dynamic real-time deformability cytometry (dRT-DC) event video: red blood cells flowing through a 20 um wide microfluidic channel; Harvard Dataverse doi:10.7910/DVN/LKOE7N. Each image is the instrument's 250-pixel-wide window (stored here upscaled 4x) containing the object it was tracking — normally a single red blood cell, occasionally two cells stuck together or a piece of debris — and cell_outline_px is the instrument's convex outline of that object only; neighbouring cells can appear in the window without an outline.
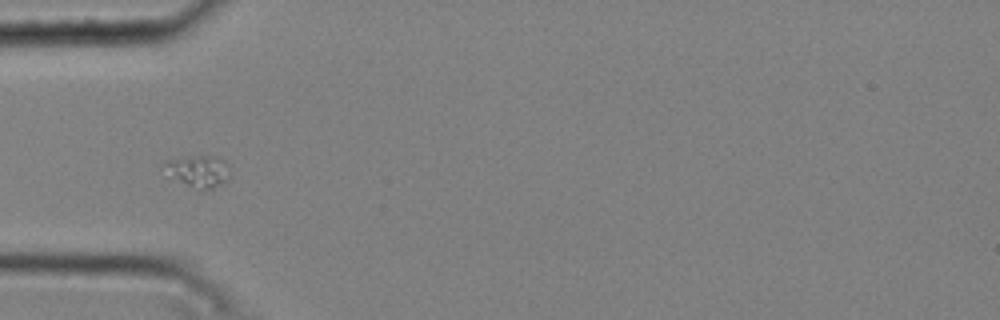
{"species": "common noctule bat (a hibernating species)", "species_latin": "Nyctalus noctula", "temperature_condition": "cold", "stored_images_in_passage": 36, "camera_frame_rate_fps": 3000, "um_per_image_px": 0.085, "animal": {"sex": "male", "body_mass_g": 20.4}, "frame": {"image": 1, "passage_image": 1, "time_ms": 0.0, "image_size_px": [1000, 320], "cell_outline_px": [[228, 176], [220, 184], [212, 188], [200, 192], [172, 176], [160, 168], [164, 160], [192, 156], [212, 156], [224, 160]], "centroid_in_image_um": [16.76, 14.55], "position_along_channel_um": 68.2, "area_um2": 11.96}}